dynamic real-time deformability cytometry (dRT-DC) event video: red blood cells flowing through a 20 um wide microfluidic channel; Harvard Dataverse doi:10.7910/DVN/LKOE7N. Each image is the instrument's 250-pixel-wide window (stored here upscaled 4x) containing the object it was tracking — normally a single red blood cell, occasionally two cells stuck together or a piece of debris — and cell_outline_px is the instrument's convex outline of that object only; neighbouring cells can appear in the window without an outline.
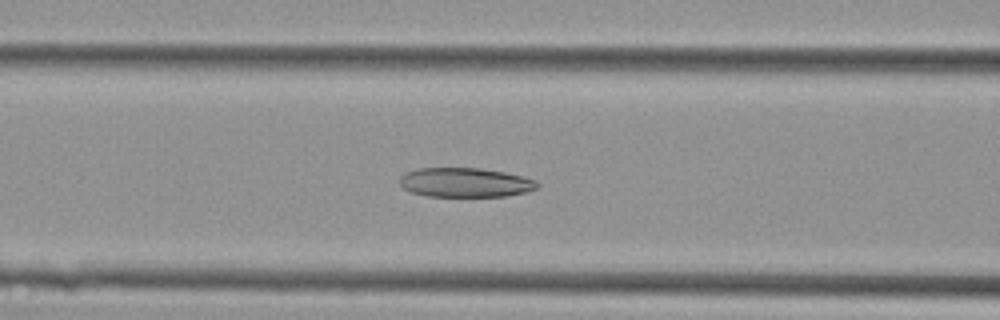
{"species": "Egyptian fruit bat (a non-hibernating species)", "species_latin": "Rousettus aegyptiacus", "temperature_condition": "cold", "stored_images_in_passage": 38, "camera_frame_rate_fps": 3000, "um_per_image_px": 0.085, "animal": {"sex": "female"}, "frame": {"image": 1, "passage_image": 12, "time_ms": 3.667, "image_size_px": [1000, 320], "cell_outline_px": [[540, 184], [536, 188], [524, 192], [504, 196], [428, 196], [412, 192], [404, 188], [400, 184], [400, 176], [404, 172], [420, 168], [480, 168], [504, 172], [536, 180]], "centroid_in_image_um": [39.51, 15.5], "position_along_channel_um": 127.1, "area_um2": 23.35}}
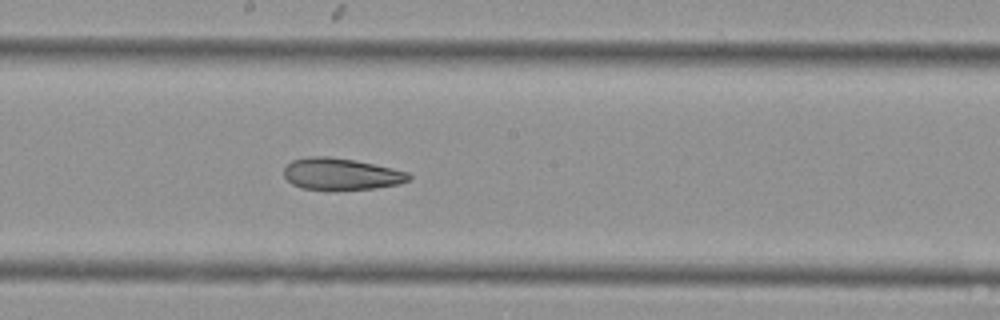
{"frame": {"image": 2, "passage_image": 18, "time_ms": 5.667, "image_size_px": [1000, 320], "cell_outline_px": [[412, 176], [408, 180], [400, 184], [376, 188], [300, 188], [292, 184], [284, 176], [284, 164], [292, 160], [308, 156], [328, 156], [352, 160], [392, 168], [408, 172]], "centroid_in_image_um": [28.96, 14.76], "position_along_channel_um": 219.2, "area_um2": 22.66}}
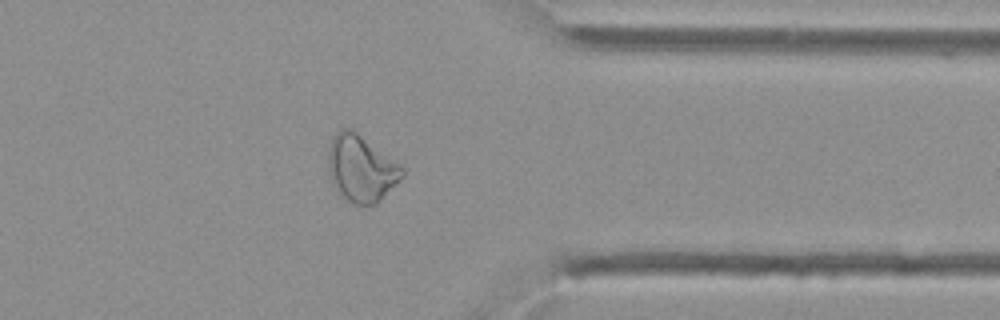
{"frame": {"image": 3, "passage_image": 29, "time_ms": 9.333, "image_size_px": [1000, 320], "cell_outline_px": [[404, 172], [376, 204], [352, 204], [344, 200], [336, 192], [332, 184], [328, 172], [328, 152], [332, 136], [340, 128], [352, 128], [400, 164], [404, 168]], "centroid_in_image_um": [30.62, 14.3], "position_along_channel_um": 380.8, "area_um2": 28.67}}